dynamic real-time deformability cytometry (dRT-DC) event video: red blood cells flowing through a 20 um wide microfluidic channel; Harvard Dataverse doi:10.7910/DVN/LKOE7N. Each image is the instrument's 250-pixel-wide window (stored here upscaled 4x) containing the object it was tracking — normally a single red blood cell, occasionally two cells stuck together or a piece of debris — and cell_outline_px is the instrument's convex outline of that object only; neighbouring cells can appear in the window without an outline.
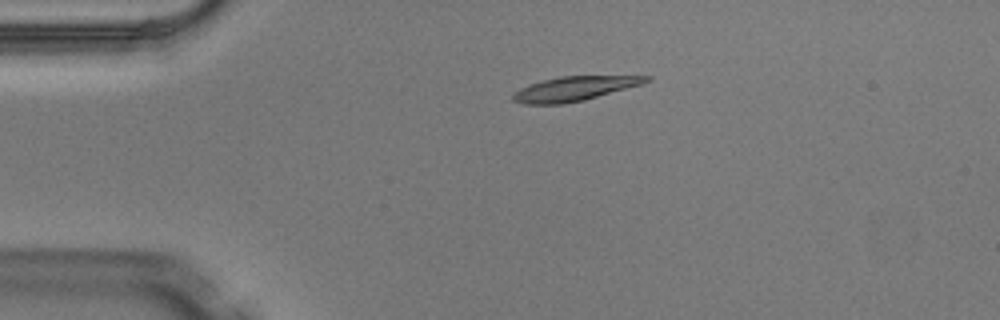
{"species": "Egyptian fruit bat (a non-hibernating species)", "species_latin": "Rousettus aegyptiacus", "temperature_condition": "warm", "stored_images_in_passage": 4, "camera_frame_rate_fps": 3000, "um_per_image_px": 0.085, "animal": {"sex": "male"}, "frame": {"image": 1, "passage_image": 3, "time_ms": 0.667, "image_size_px": [1000, 320], "cell_outline_px": [[652, 80], [644, 84], [584, 100], [564, 104], [524, 104], [512, 100], [512, 96], [520, 88], [528, 84], [560, 76], [652, 76]], "centroid_in_image_um": [48.85, 7.54], "position_along_channel_um": 36.1, "area_um2": 18.96}}